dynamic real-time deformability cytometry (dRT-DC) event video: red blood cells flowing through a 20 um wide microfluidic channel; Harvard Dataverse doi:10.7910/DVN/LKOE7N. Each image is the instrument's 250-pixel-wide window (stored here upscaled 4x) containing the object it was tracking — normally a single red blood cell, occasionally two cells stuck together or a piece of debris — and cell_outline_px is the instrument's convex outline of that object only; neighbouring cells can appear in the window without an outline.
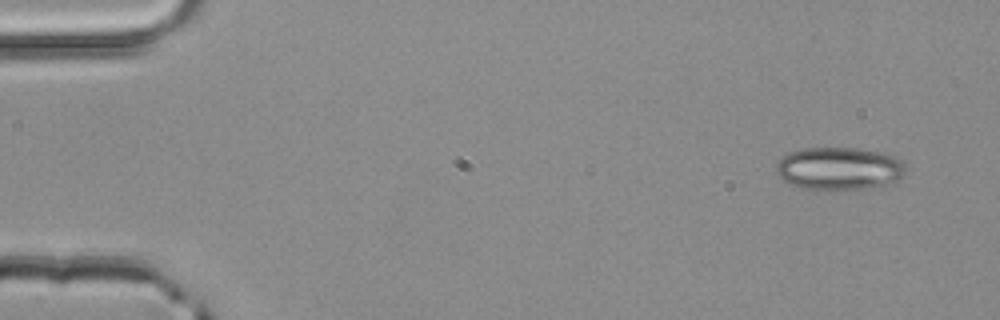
{"species": "common noctule bat (a hibernating species)", "species_latin": "Nyctalus noctula", "temperature_condition": "room temperature", "stored_images_in_passage": 3, "camera_frame_rate_fps": 3000, "um_per_image_px": 0.085, "animal": {"sex": "male", "body_mass_g": 20.4}, "frame": {"image": 1, "passage_image": 1, "time_ms": 0.0, "image_size_px": [1000, 320], "cell_outline_px": [[904, 172], [892, 184], [864, 188], [828, 192], [800, 188], [784, 180], [776, 172], [776, 164], [788, 152], [800, 148], [856, 148], [896, 156], [904, 164]], "centroid_in_image_um": [71.29, 14.35], "position_along_channel_um": 13.7, "area_um2": 32.6}}